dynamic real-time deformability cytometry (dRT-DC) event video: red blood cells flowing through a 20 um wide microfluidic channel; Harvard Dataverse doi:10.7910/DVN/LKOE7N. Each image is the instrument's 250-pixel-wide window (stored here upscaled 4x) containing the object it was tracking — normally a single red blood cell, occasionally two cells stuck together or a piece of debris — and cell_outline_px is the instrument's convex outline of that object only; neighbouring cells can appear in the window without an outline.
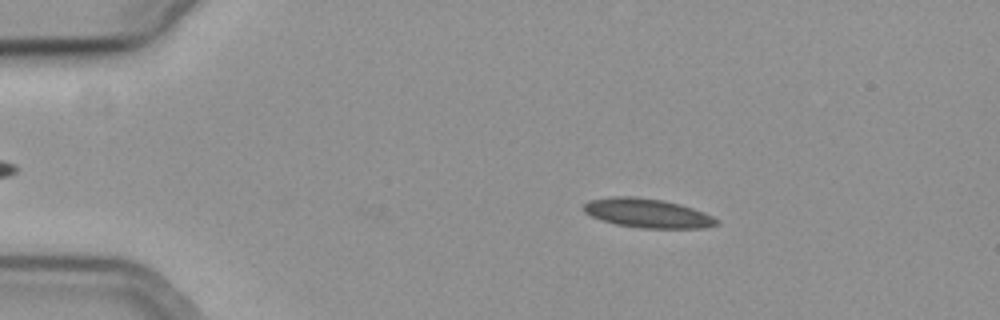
{"species": "common noctule bat (a hibernating species)", "species_latin": "Nyctalus noctula", "temperature_condition": "cold", "stored_images_in_passage": 42, "camera_frame_rate_fps": 3000, "um_per_image_px": 0.085, "animal": {"sex": "female", "body_mass_g": 19.3, "forearm_length_mm": 54.1}, "frame": {"image": 1, "passage_image": 2, "time_ms": 0.333, "image_size_px": [1000, 320], "cell_outline_px": [[716, 224], [700, 228], [640, 228], [616, 224], [592, 216], [584, 212], [584, 204], [588, 200], [612, 196], [636, 196], [664, 200], [680, 204], [704, 212], [712, 216], [716, 220]], "centroid_in_image_um": [54.99, 18.1], "position_along_channel_um": 30.0, "area_um2": 22.37}}
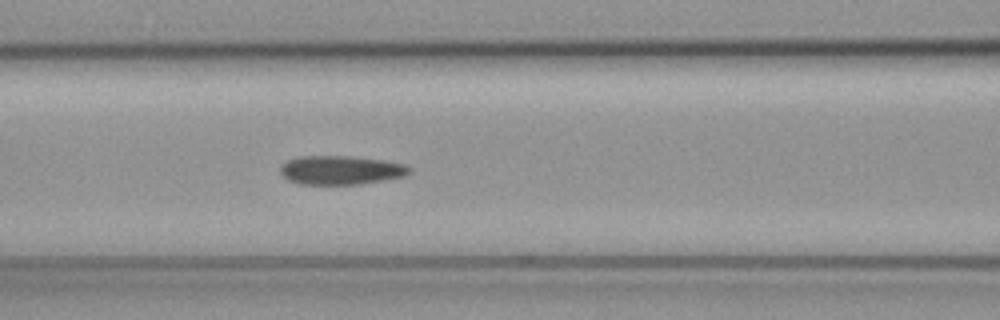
{"frame": {"image": 2, "passage_image": 16, "time_ms": 5.0, "image_size_px": [1000, 320], "cell_outline_px": [[412, 168], [404, 176], [360, 184], [300, 184], [288, 180], [280, 172], [280, 164], [288, 160], [300, 156], [352, 156], [384, 160], [404, 164]], "centroid_in_image_um": [28.94, 14.45], "position_along_channel_um": 137.7, "area_um2": 21.68}}
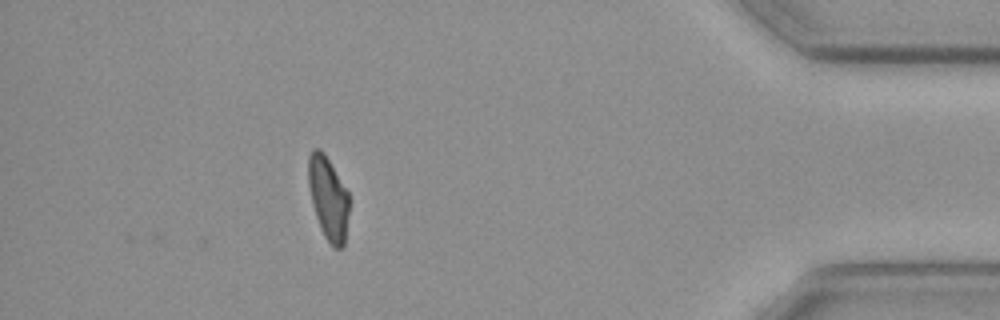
{"frame": {"image": 3, "passage_image": 42, "time_ms": 13.667, "image_size_px": [1000, 320], "cell_outline_px": [[348, 212], [344, 244], [340, 248], [332, 248], [324, 236], [316, 216], [312, 204], [308, 184], [308, 156], [312, 148], [320, 148], [324, 152], [348, 192]], "centroid_in_image_um": [27.88, 16.81], "position_along_channel_um": 407.3, "area_um2": 19.65}, "authors_computed_cell_mechanics": {"area_um2": 22.1952, "velocity_mm_per_s": 3.6941, "shape_relaxation_time_tau1_ms": null, "shape_relaxation_time_tau2_ms": 6.9118, "deformation_change_tau1": null, "deformation_change_tau2": 0.1312}}